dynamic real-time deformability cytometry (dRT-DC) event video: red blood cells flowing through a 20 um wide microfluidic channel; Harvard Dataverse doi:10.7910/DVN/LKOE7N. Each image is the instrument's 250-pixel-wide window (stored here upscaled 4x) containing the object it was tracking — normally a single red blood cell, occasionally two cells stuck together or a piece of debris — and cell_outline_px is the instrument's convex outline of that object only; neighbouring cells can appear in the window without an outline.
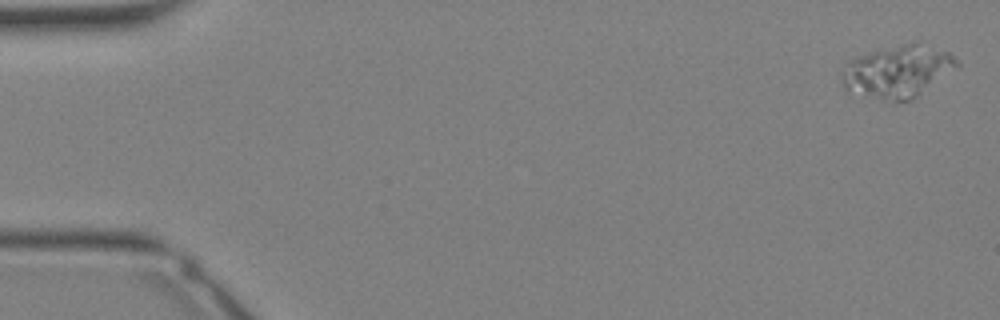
{"species": "Egyptian fruit bat (a non-hibernating species)", "species_latin": "Rousettus aegyptiacus", "temperature_condition": "warm", "stored_images_in_passage": 14, "camera_frame_rate_fps": 3000, "um_per_image_px": 0.085, "animal": {"sex": "female"}, "frame": {"image": 1, "passage_image": 1, "time_ms": 0.0, "image_size_px": [1000, 320], "cell_outline_px": [[960, 64], [916, 96], [908, 100], [896, 100], [848, 92], [844, 88], [840, 72], [848, 60], [860, 56], [920, 40], [948, 52]], "centroid_in_image_um": [76.28, 6.03], "position_along_channel_um": 8.7, "area_um2": 33.99}}
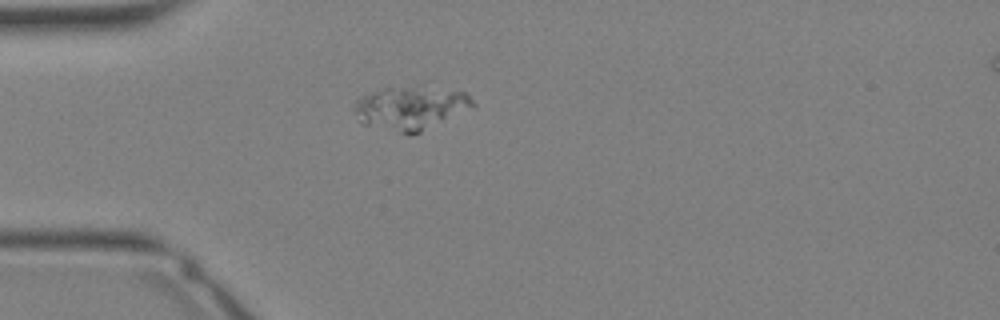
{"frame": {"image": 2, "passage_image": 10, "time_ms": 3.0, "image_size_px": [1000, 320], "cell_outline_px": [[476, 104], [472, 108], [420, 132], [400, 132], [364, 124], [352, 108], [356, 100], [360, 96], [384, 88], [392, 88], [464, 92]], "centroid_in_image_um": [34.86, 9.21], "position_along_channel_um": 50.1, "area_um2": 28.38}}
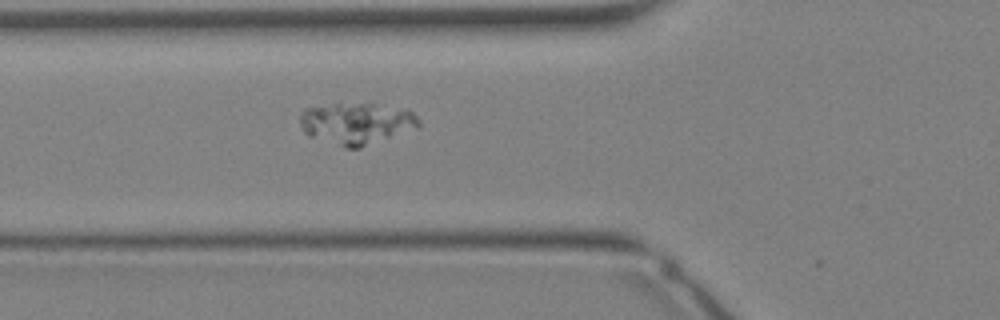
{"frame": {"image": 3, "passage_image": 13, "time_ms": 4.0, "image_size_px": [1000, 320], "cell_outline_px": [[420, 124], [360, 148], [348, 148], [308, 136], [304, 132], [300, 124], [300, 116], [304, 108], [336, 104], [372, 104], [408, 108], [420, 120]], "centroid_in_image_um": [30.24, 10.47], "position_along_channel_um": 95.6, "area_um2": 28.15}}